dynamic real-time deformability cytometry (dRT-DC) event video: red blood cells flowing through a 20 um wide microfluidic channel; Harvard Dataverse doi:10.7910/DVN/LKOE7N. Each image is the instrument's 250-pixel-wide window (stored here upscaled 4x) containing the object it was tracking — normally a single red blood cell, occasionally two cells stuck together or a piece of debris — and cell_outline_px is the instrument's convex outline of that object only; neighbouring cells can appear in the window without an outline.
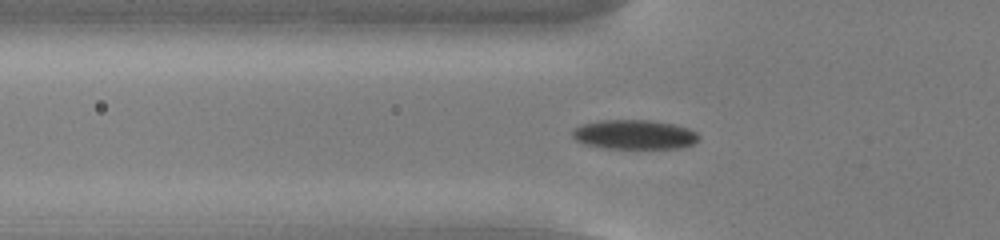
{"species": "common noctule bat (a hibernating species)", "species_latin": "Nyctalus noctula", "temperature_condition": "cold", "stored_images_in_passage": 54, "camera_frame_rate_fps": 3000, "um_per_image_px": 0.085, "animal": {"sex": "male", "body_mass_g": 13.0, "forearm_length_mm": 53.1}, "frame": {"image": 1, "passage_image": 18, "time_ms": 5.667, "image_size_px": [1000, 240], "cell_outline_px": [[700, 140], [692, 144], [680, 148], [600, 148], [584, 144], [576, 140], [572, 136], [572, 132], [580, 124], [600, 120], [652, 120], [676, 124], [688, 128], [696, 132], [700, 136]], "centroid_in_image_um": [53.93, 11.43], "position_along_channel_um": 71.9, "area_um2": 21.91}}
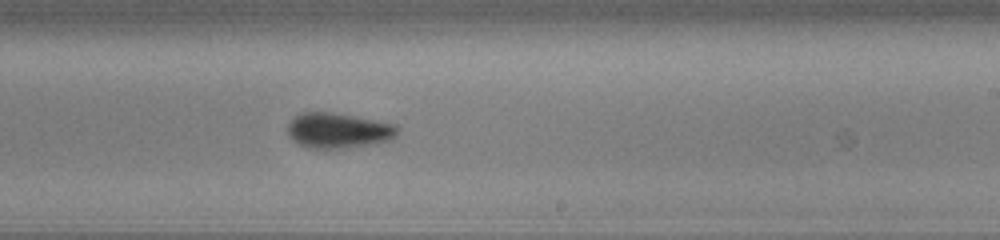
{"frame": {"image": 2, "passage_image": 33, "time_ms": 10.667, "image_size_px": [1000, 240], "cell_outline_px": [[400, 128], [396, 136], [388, 140], [368, 144], [340, 148], [308, 148], [292, 140], [288, 136], [288, 124], [300, 112], [328, 112], [352, 116], [396, 124]], "centroid_in_image_um": [28.73, 11.09], "position_along_channel_um": 260.3, "area_um2": 22.25}}
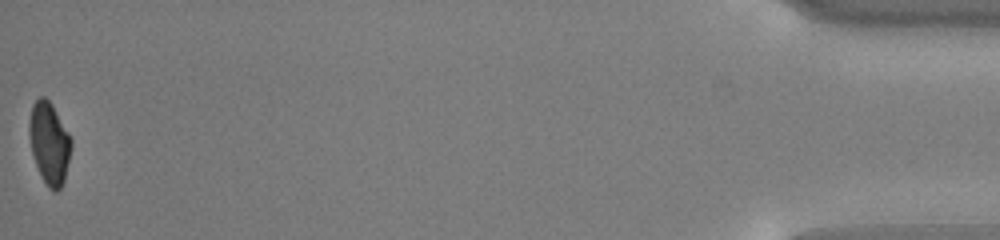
{"frame": {"image": 3, "passage_image": 54, "time_ms": 17.667, "image_size_px": [1000, 240], "cell_outline_px": [[72, 148], [64, 180], [60, 188], [56, 192], [52, 192], [48, 188], [36, 164], [32, 152], [28, 132], [28, 124], [32, 104], [40, 96], [44, 96], [52, 104], [68, 132], [72, 140]], "centroid_in_image_um": [4.19, 12.15], "position_along_channel_um": 431.0, "area_um2": 20.06}, "authors_computed_cell_mechanics": {"area_um2": 21.2415, "velocity_mm_per_s": 3.7804, "shape_relaxation_time_tau1_ms": 2.4204, "shape_relaxation_time_tau2_ms": 3.9515, "deformation_change_tau1": 0.1071, "deformation_change_tau2": 0.0774}}